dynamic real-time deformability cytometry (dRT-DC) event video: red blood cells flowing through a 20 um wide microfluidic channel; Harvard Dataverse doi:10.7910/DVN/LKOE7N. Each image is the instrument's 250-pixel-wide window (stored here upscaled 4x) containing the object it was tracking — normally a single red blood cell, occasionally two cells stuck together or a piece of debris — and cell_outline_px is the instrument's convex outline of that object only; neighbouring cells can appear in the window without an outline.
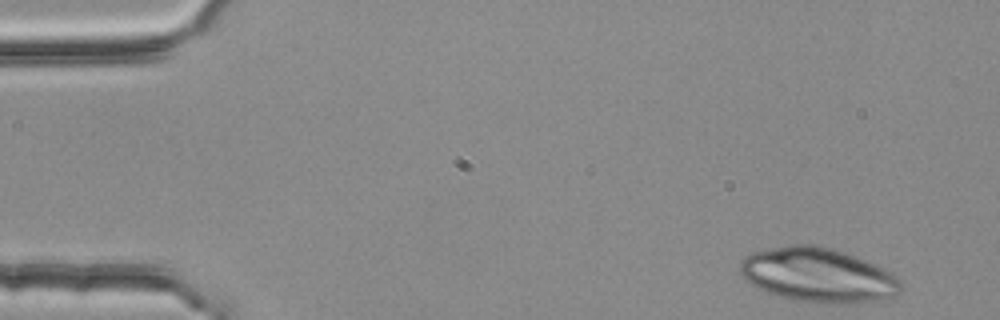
{"species": "common noctule bat (a hibernating species)", "species_latin": "Nyctalus noctula", "temperature_condition": "room temperature", "stored_images_in_passage": 3, "camera_frame_rate_fps": 3000, "um_per_image_px": 0.085, "animal": {"sex": "female", "body_mass_g": 25.1}, "frame": {"image": 1, "passage_image": 3, "time_ms": 0.667, "image_size_px": [1000, 320], "cell_outline_px": [[904, 288], [896, 296], [880, 300], [848, 304], [836, 304], [796, 300], [764, 292], [748, 284], [740, 272], [740, 260], [744, 256], [752, 252], [772, 248], [796, 244], [812, 244], [832, 248], [856, 256], [884, 268], [896, 276], [900, 280]], "centroid_in_image_um": [69.54, 23.39], "position_along_channel_um": 15.5, "area_um2": 51.38}}